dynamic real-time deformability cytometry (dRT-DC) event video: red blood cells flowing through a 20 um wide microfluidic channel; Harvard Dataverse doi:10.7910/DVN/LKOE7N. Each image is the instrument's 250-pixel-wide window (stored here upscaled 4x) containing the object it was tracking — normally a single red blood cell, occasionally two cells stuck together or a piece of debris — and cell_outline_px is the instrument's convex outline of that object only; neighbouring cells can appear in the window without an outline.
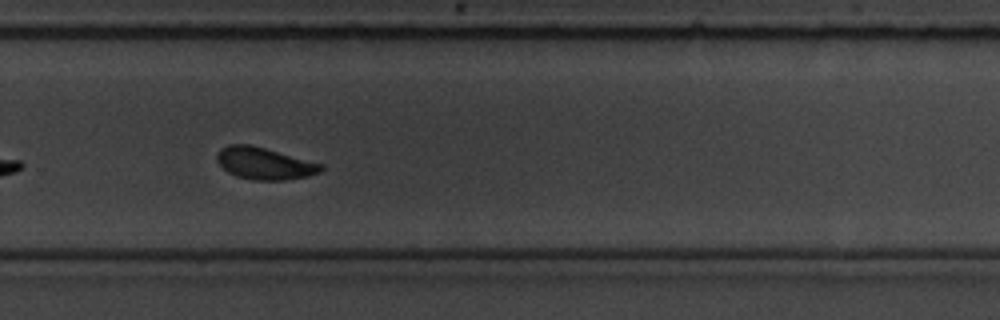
{"species": "common noctule bat (a hibernating species)", "species_latin": "Nyctalus noctula", "temperature_condition": "room temperature", "stored_images_in_passage": 37, "camera_frame_rate_fps": 3000, "um_per_image_px": 0.085, "animal": {"sex": "male", "body_mass_g": 19.5, "forearm_length_mm": 54.6}, "frame": {"image": 1, "passage_image": 22, "time_ms": 7.0, "image_size_px": [1000, 320], "cell_outline_px": [[324, 168], [320, 172], [308, 176], [284, 180], [252, 180], [236, 176], [228, 172], [216, 160], [216, 156], [220, 148], [228, 144], [248, 144], [264, 148], [324, 164]], "centroid_in_image_um": [22.47, 13.89], "position_along_channel_um": 307.3, "area_um2": 19.36}, "authors_computed_cell_mechanics": {"area_um2": 19.7098, "velocity_mm_per_s": 3.5984, "shape_relaxation_time_tau1_ms": 2.7758, "shape_relaxation_time_tau2_ms": 2.5242, "deformation_change_tau1": 0.1014, "deformation_change_tau2": 0.0532}}